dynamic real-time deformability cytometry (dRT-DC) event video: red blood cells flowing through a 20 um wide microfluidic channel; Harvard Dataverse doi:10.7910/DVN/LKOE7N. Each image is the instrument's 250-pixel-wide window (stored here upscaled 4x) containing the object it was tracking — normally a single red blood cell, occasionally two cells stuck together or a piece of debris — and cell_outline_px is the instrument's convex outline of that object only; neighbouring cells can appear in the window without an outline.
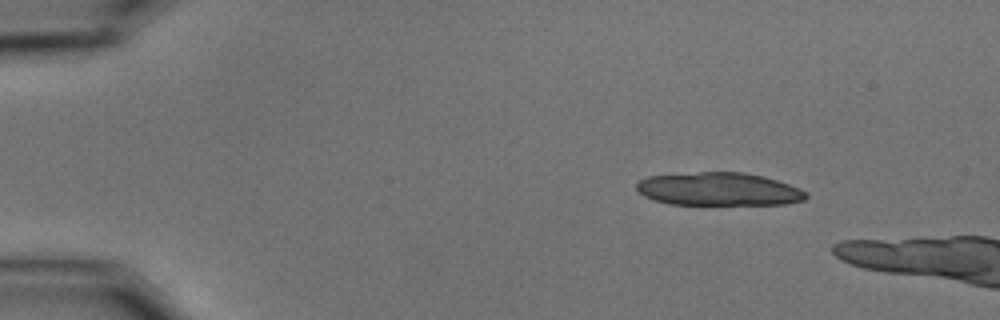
{"species": "common noctule bat (a hibernating species)", "species_latin": "Nyctalus noctula", "temperature_condition": "cold", "stored_images_in_passage": 11, "camera_frame_rate_fps": 3000, "um_per_image_px": 0.085, "animal": {"sex": "male", "body_mass_g": 15.6}, "frame": {"image": 1, "passage_image": 7, "time_ms": 2.0, "image_size_px": [1000, 320], "cell_outline_px": [[808, 196], [804, 200], [788, 204], [668, 204], [644, 196], [636, 188], [636, 184], [640, 180], [648, 176], [700, 172], [744, 172], [764, 176], [800, 188]], "centroid_in_image_um": [61.1, 16.07], "position_along_channel_um": 23.9, "area_um2": 32.54}}